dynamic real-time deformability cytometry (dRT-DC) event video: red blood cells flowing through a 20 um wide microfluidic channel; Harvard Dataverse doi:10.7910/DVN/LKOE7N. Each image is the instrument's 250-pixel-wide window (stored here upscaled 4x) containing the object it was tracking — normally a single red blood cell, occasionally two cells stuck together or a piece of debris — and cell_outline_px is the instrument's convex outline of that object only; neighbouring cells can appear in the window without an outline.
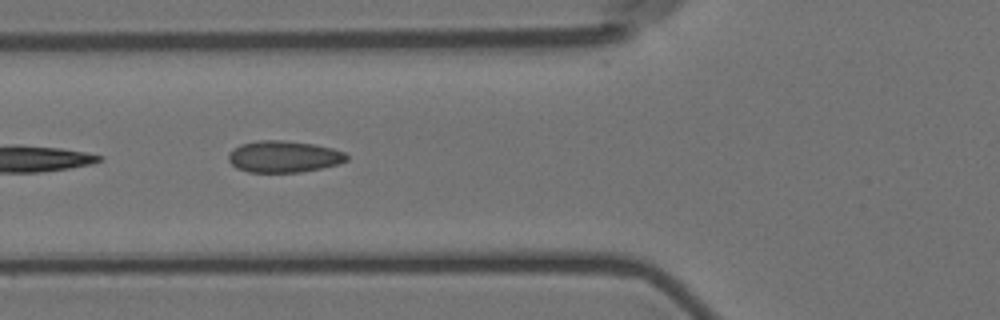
{"species": "Egyptian fruit bat (a non-hibernating species)", "species_latin": "Rousettus aegyptiacus", "temperature_condition": "room temperature", "stored_images_in_passage": 6, "camera_frame_rate_fps": 3000, "um_per_image_px": 0.085, "animal": {"sex": "female"}, "frame": {"image": 1, "passage_image": 5, "time_ms": 4.667, "image_size_px": [1000, 320], "cell_outline_px": [[348, 160], [336, 164], [320, 168], [300, 172], [248, 172], [236, 168], [228, 160], [228, 156], [240, 144], [260, 140], [280, 140], [312, 144], [332, 148], [344, 152], [348, 156]], "centroid_in_image_um": [24.12, 13.31], "position_along_channel_um": 101.7, "area_um2": 21.5}}